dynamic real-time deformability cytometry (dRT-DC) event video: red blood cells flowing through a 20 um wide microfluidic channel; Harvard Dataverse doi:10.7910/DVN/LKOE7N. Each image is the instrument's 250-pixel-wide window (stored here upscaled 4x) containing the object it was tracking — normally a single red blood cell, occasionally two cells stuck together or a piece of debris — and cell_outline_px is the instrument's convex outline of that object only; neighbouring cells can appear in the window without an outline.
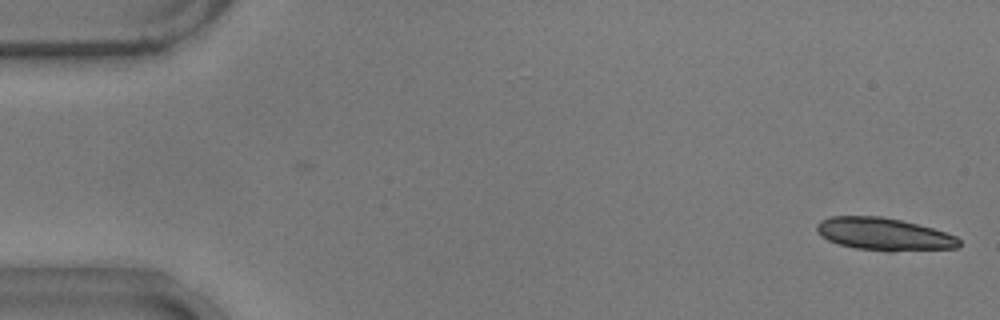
{"species": "common noctule bat (a hibernating species)", "species_latin": "Nyctalus noctula", "temperature_condition": "warm", "stored_images_in_passage": 43, "camera_frame_rate_fps": 3000, "um_per_image_px": 0.085, "animal": {"sex": "male", "body_mass_g": 17.9}, "frame": {"image": 1, "passage_image": 1, "time_ms": 0.0, "image_size_px": [1000, 320], "cell_outline_px": [[960, 244], [956, 248], [892, 252], [888, 252], [856, 248], [840, 244], [828, 240], [820, 236], [816, 228], [816, 224], [820, 220], [832, 216], [880, 216], [900, 220], [932, 228], [956, 236], [960, 240]], "centroid_in_image_um": [75.12, 19.91], "position_along_channel_um": 9.9, "area_um2": 27.05}}
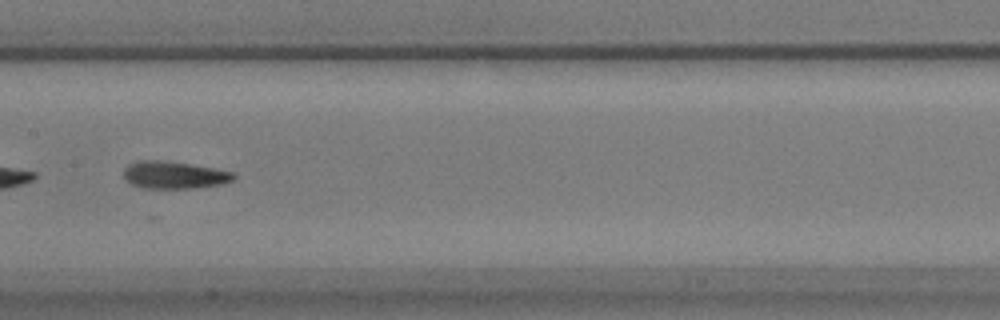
{"frame": {"image": 2, "passage_image": 27, "time_ms": 8.667, "image_size_px": [1000, 320], "cell_outline_px": [[236, 176], [232, 180], [220, 184], [192, 188], [144, 188], [132, 184], [124, 176], [124, 168], [128, 164], [140, 160], [164, 160], [212, 168], [232, 172]], "centroid_in_image_um": [14.77, 14.87], "position_along_channel_um": 192.6, "area_um2": 17.22}}
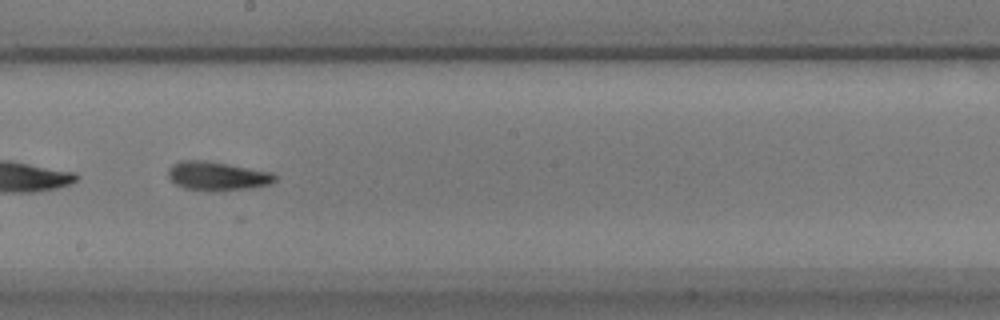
{"frame": {"image": 3, "passage_image": 30, "time_ms": 9.667, "image_size_px": [1000, 320], "cell_outline_px": [[276, 180], [272, 184], [248, 188], [216, 192], [212, 192], [184, 188], [176, 184], [168, 176], [168, 168], [172, 164], [180, 160], [208, 160], [272, 172], [276, 176]], "centroid_in_image_um": [18.46, 14.96], "position_along_channel_um": 229.7, "area_um2": 18.26}}